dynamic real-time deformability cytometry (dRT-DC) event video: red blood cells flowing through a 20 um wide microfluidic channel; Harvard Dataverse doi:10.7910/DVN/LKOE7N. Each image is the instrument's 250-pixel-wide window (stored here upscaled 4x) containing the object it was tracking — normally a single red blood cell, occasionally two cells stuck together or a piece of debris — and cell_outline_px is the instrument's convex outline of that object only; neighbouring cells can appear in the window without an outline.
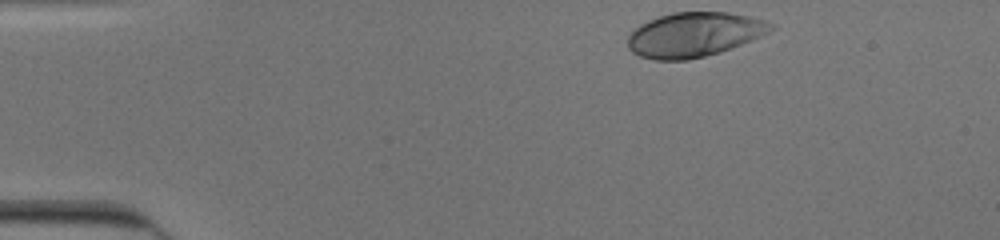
{"species": "human", "species_latin": "Homo sapiens", "temperature_condition": "cold", "stored_images_in_passage": 35, "camera_frame_rate_fps": 3000, "um_per_image_px": 0.085, "donor": {"sex": "male"}, "frame": {"image": 1, "passage_image": 1, "time_ms": 0.0, "image_size_px": [1000, 240], "cell_outline_px": [[744, 40], [736, 44], [716, 52], [700, 56], [680, 60], [660, 60], [644, 56], [636, 52], [628, 44], [628, 40], [632, 32], [644, 24], [652, 20], [676, 12], [720, 12], [736, 16], [744, 20]], "centroid_in_image_um": [58.4, 3.0], "position_along_channel_um": 26.6, "area_um2": 31.27}}
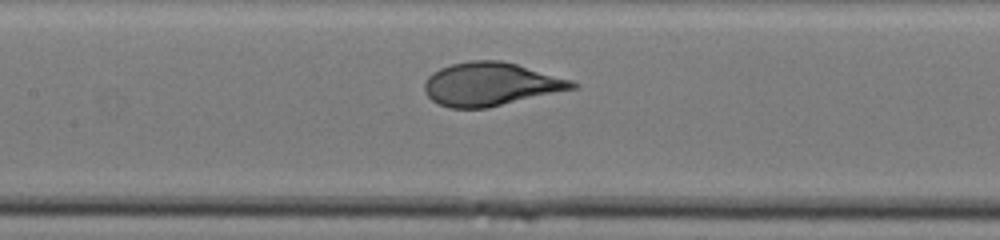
{"frame": {"image": 2, "passage_image": 18, "time_ms": 5.667, "image_size_px": [1000, 240], "cell_outline_px": [[576, 84], [572, 88], [484, 108], [456, 108], [440, 104], [432, 100], [428, 96], [428, 80], [436, 72], [452, 64], [484, 60], [492, 60], [516, 64]], "centroid_in_image_um": [41.64, 7.17], "position_along_channel_um": 165.8, "area_um2": 34.74}}
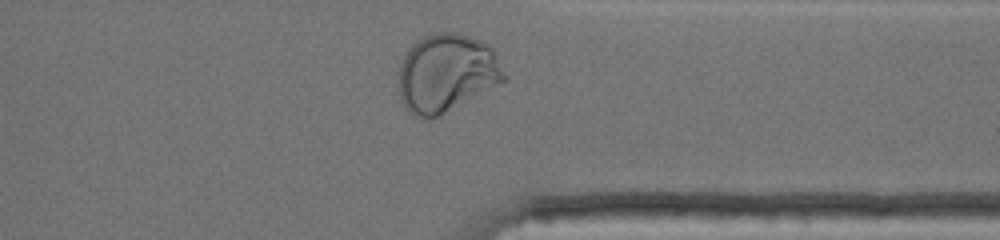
{"frame": {"image": 3, "passage_image": 34, "time_ms": 11.0, "image_size_px": [1000, 240], "cell_outline_px": [[504, 80], [432, 116], [424, 116], [416, 112], [408, 104], [404, 92], [404, 60], [412, 48], [416, 44], [424, 40], [436, 36], [456, 36], [480, 44], [488, 48], [504, 76]], "centroid_in_image_um": [38.02, 6.22], "position_along_channel_um": 373.4, "area_um2": 41.21}, "authors_computed_cell_mechanics": {"area_um2": 34.5066, "velocity_mm_per_s": 3.9081, "shape_relaxation_time_tau1_ms": 3.9504, "shape_relaxation_time_tau2_ms": null, "deformation_change_tau1": 0.2097, "deformation_change_tau2": null}}